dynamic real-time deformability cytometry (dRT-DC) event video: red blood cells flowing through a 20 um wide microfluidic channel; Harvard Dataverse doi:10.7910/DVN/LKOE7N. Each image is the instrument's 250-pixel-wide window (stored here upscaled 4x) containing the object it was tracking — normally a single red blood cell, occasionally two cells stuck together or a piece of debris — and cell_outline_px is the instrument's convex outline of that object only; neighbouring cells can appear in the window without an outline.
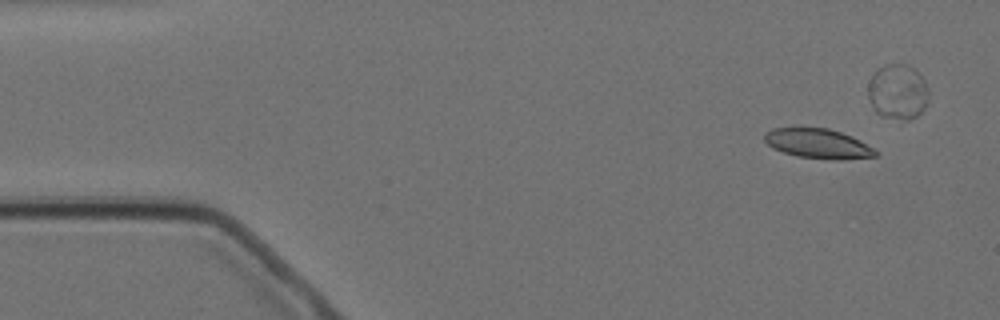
{"species": "Egyptian fruit bat (a non-hibernating species)", "species_latin": "Rousettus aegyptiacus", "temperature_condition": "cold", "stored_images_in_passage": 6, "camera_frame_rate_fps": 3000, "um_per_image_px": 0.085, "animal": {"sex": "female"}, "frame": {"image": 1, "passage_image": 1, "time_ms": 0.0, "image_size_px": [1000, 320], "cell_outline_px": [[876, 156], [844, 160], [832, 160], [796, 156], [772, 148], [764, 140], [764, 136], [772, 128], [828, 128], [852, 136], [860, 140], [872, 148], [876, 152]], "centroid_in_image_um": [69.53, 12.22], "position_along_channel_um": 15.5, "area_um2": 19.07}}
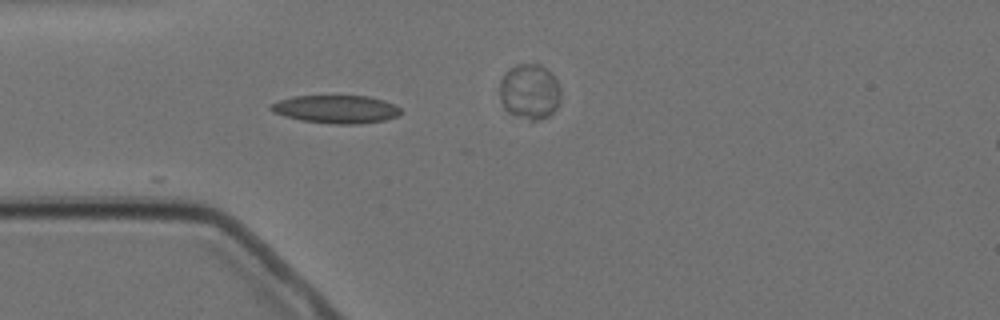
{"frame": {"image": 2, "passage_image": 4, "time_ms": 3.667, "image_size_px": [1000, 320], "cell_outline_px": [[400, 112], [396, 116], [384, 120], [360, 124], [332, 124], [300, 120], [284, 116], [272, 112], [268, 108], [272, 104], [280, 100], [296, 96], [368, 96], [384, 100], [396, 104], [400, 108]], "centroid_in_image_um": [28.57, 9.29], "position_along_channel_um": 56.4, "area_um2": 21.21}}